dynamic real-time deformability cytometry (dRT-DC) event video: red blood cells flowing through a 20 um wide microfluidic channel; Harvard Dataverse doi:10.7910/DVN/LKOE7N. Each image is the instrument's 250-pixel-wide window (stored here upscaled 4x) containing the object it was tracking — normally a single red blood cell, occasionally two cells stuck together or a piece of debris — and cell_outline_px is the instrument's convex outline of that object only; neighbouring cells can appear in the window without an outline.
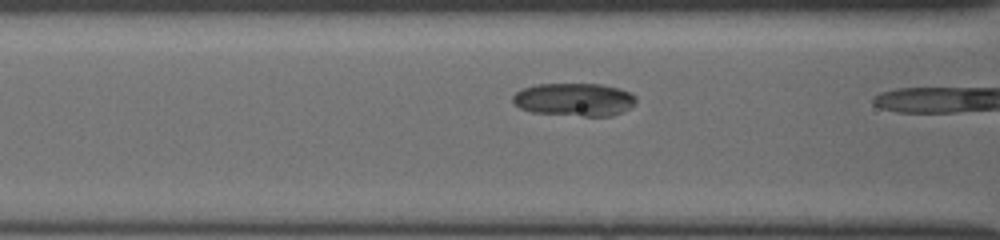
{"species": "common noctule bat (a hibernating species)", "species_latin": "Nyctalus noctula", "temperature_condition": "cold", "stored_images_in_passage": 10, "camera_frame_rate_fps": 3000, "um_per_image_px": 0.085, "animal": {"sex": "female", "body_mass_g": 19.5, "forearm_length_mm": 54.1}, "frame": {"image": 1, "passage_image": 9, "time_ms": 2.667, "image_size_px": [1000, 240], "cell_outline_px": [[636, 100], [632, 108], [612, 116], [584, 116], [532, 112], [520, 108], [512, 100], [512, 96], [516, 92], [524, 88], [536, 84], [600, 84], [620, 88], [636, 96]], "centroid_in_image_um": [48.85, 8.46], "position_along_channel_um": 117.8, "area_um2": 23.76}}